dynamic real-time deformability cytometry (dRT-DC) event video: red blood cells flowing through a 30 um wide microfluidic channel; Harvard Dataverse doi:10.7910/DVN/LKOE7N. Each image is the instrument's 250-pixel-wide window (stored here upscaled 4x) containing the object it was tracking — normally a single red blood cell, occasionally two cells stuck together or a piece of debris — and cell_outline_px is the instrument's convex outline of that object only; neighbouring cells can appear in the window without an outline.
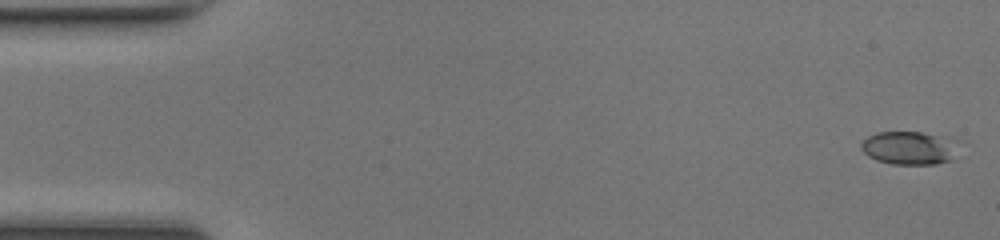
{"species": "common noctule bat (a hibernating species)", "species_latin": "Nyctalus noctula", "temperature_condition": "room temperature", "stored_images_in_passage": 48, "camera_frame_rate_fps": 3000, "um_per_image_px": 0.085, "animal": {"sex": "female", "body_mass_g": 17.0, "forearm_length_mm": 48.0}, "frame": {"image": 1, "passage_image": 1, "time_ms": 0.0, "image_size_px": [1000, 240], "cell_outline_px": [[960, 140], [952, 160], [936, 164], [892, 164], [876, 160], [868, 156], [860, 148], [860, 144], [868, 136], [876, 132], [924, 132], [956, 136]], "centroid_in_image_um": [77.38, 12.54], "position_along_channel_um": 7.6, "area_um2": 19.59}}
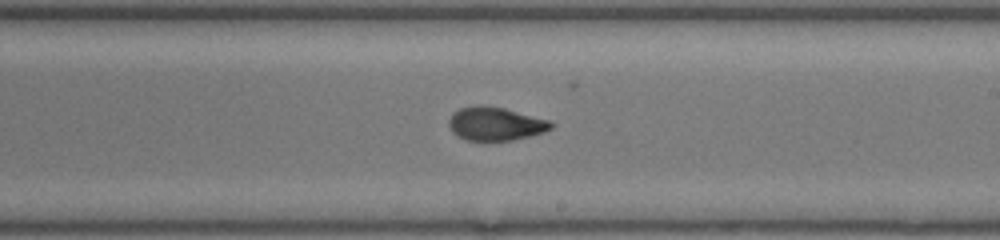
{"frame": {"image": 2, "passage_image": 28, "time_ms": 9.0, "image_size_px": [1000, 240], "cell_outline_px": [[556, 124], [552, 128], [544, 132], [512, 140], [464, 140], [452, 132], [448, 124], [448, 120], [452, 112], [460, 108], [476, 104], [484, 104], [504, 108], [548, 120]], "centroid_in_image_um": [42.07, 10.5], "position_along_channel_um": 246.9, "area_um2": 20.06}}
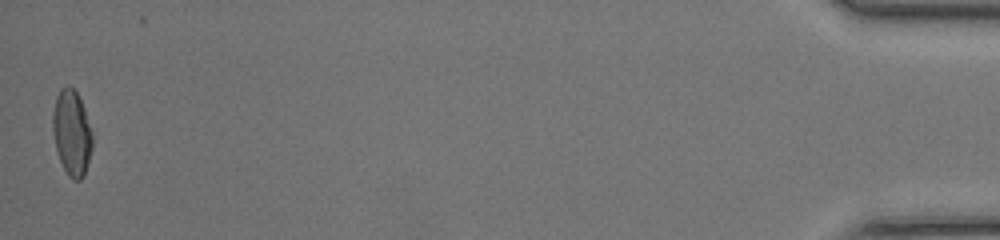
{"frame": {"image": 3, "passage_image": 48, "time_ms": 15.667, "image_size_px": [1000, 240], "cell_outline_px": [[92, 148], [84, 176], [80, 180], [72, 180], [68, 176], [60, 160], [56, 148], [52, 128], [52, 112], [56, 96], [60, 88], [68, 84], [76, 92], [84, 108], [92, 132]], "centroid_in_image_um": [6.09, 11.28], "position_along_channel_um": 429.1, "area_um2": 19.77}, "authors_computed_cell_mechanics": {"area_um2": 19.7098, "velocity_mm_per_s": 4.2899, "shape_relaxation_time_tau1_ms": 10.5856, "shape_relaxation_time_tau2_ms": 1.3915, "deformation_change_tau1": 0.3132, "deformation_change_tau2": 0.0718}}